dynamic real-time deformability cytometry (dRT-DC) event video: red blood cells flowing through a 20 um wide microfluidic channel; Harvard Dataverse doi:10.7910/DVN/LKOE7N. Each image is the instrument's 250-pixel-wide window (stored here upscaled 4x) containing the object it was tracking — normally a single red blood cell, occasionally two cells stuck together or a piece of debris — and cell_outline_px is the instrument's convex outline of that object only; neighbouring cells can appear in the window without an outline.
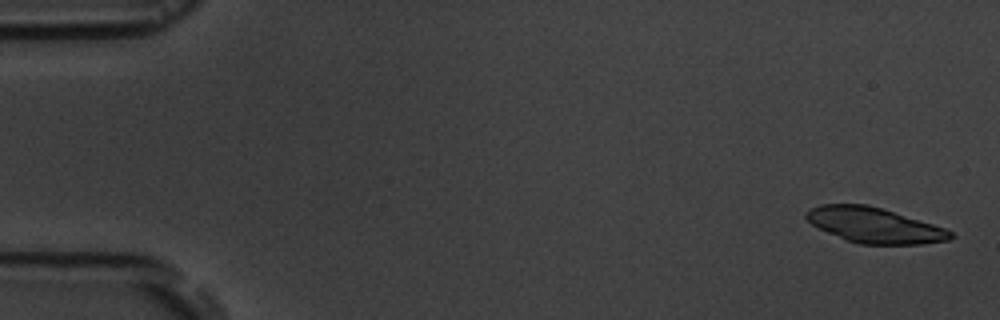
{"species": "common noctule bat (a hibernating species)", "species_latin": "Nyctalus noctula", "temperature_condition": "room temperature", "stored_images_in_passage": 5, "camera_frame_rate_fps": 3000, "um_per_image_px": 0.085, "animal": {"sex": "male", "body_mass_g": 19.5, "forearm_length_mm": 54.6}, "frame": {"image": 1, "passage_image": 1, "time_ms": 0.0, "image_size_px": [1000, 320], "cell_outline_px": [[956, 236], [948, 240], [920, 244], [860, 244], [848, 240], [828, 232], [812, 224], [804, 216], [804, 212], [820, 204], [868, 204], [932, 224], [944, 228], [952, 232]], "centroid_in_image_um": [74.31, 19.14], "position_along_channel_um": 10.7, "area_um2": 29.25}}